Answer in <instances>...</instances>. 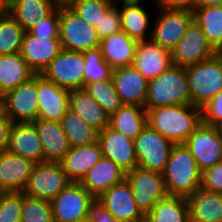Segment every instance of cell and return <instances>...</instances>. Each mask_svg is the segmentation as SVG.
<instances>
[{"label":"cell","instance_id":"cell-55","mask_svg":"<svg viewBox=\"0 0 222 222\" xmlns=\"http://www.w3.org/2000/svg\"><path fill=\"white\" fill-rule=\"evenodd\" d=\"M3 192H4V191L0 188V197H1V195H2Z\"/></svg>","mask_w":222,"mask_h":222},{"label":"cell","instance_id":"cell-10","mask_svg":"<svg viewBox=\"0 0 222 222\" xmlns=\"http://www.w3.org/2000/svg\"><path fill=\"white\" fill-rule=\"evenodd\" d=\"M84 64L82 52L62 49L41 75L67 90L84 88Z\"/></svg>","mask_w":222,"mask_h":222},{"label":"cell","instance_id":"cell-41","mask_svg":"<svg viewBox=\"0 0 222 222\" xmlns=\"http://www.w3.org/2000/svg\"><path fill=\"white\" fill-rule=\"evenodd\" d=\"M23 191L3 192L0 197V222H21Z\"/></svg>","mask_w":222,"mask_h":222},{"label":"cell","instance_id":"cell-29","mask_svg":"<svg viewBox=\"0 0 222 222\" xmlns=\"http://www.w3.org/2000/svg\"><path fill=\"white\" fill-rule=\"evenodd\" d=\"M69 109L99 131L109 126L110 116L84 88L70 90Z\"/></svg>","mask_w":222,"mask_h":222},{"label":"cell","instance_id":"cell-15","mask_svg":"<svg viewBox=\"0 0 222 222\" xmlns=\"http://www.w3.org/2000/svg\"><path fill=\"white\" fill-rule=\"evenodd\" d=\"M62 51L59 37L34 36L25 32L20 54L35 75H41Z\"/></svg>","mask_w":222,"mask_h":222},{"label":"cell","instance_id":"cell-40","mask_svg":"<svg viewBox=\"0 0 222 222\" xmlns=\"http://www.w3.org/2000/svg\"><path fill=\"white\" fill-rule=\"evenodd\" d=\"M114 3L108 0H76L69 7L92 26L99 25L100 20Z\"/></svg>","mask_w":222,"mask_h":222},{"label":"cell","instance_id":"cell-13","mask_svg":"<svg viewBox=\"0 0 222 222\" xmlns=\"http://www.w3.org/2000/svg\"><path fill=\"white\" fill-rule=\"evenodd\" d=\"M159 9V15L148 38L172 51L193 21V13L188 10Z\"/></svg>","mask_w":222,"mask_h":222},{"label":"cell","instance_id":"cell-51","mask_svg":"<svg viewBox=\"0 0 222 222\" xmlns=\"http://www.w3.org/2000/svg\"><path fill=\"white\" fill-rule=\"evenodd\" d=\"M117 1H119V2L121 1L123 3V2H139L142 0H112V2L116 5L118 4Z\"/></svg>","mask_w":222,"mask_h":222},{"label":"cell","instance_id":"cell-27","mask_svg":"<svg viewBox=\"0 0 222 222\" xmlns=\"http://www.w3.org/2000/svg\"><path fill=\"white\" fill-rule=\"evenodd\" d=\"M136 46L137 41L123 31L100 40L102 57L113 69L132 66Z\"/></svg>","mask_w":222,"mask_h":222},{"label":"cell","instance_id":"cell-21","mask_svg":"<svg viewBox=\"0 0 222 222\" xmlns=\"http://www.w3.org/2000/svg\"><path fill=\"white\" fill-rule=\"evenodd\" d=\"M7 151L36 164L44 162L42 143L33 122L12 123Z\"/></svg>","mask_w":222,"mask_h":222},{"label":"cell","instance_id":"cell-4","mask_svg":"<svg viewBox=\"0 0 222 222\" xmlns=\"http://www.w3.org/2000/svg\"><path fill=\"white\" fill-rule=\"evenodd\" d=\"M191 104L202 108L222 90V53L186 67Z\"/></svg>","mask_w":222,"mask_h":222},{"label":"cell","instance_id":"cell-36","mask_svg":"<svg viewBox=\"0 0 222 222\" xmlns=\"http://www.w3.org/2000/svg\"><path fill=\"white\" fill-rule=\"evenodd\" d=\"M24 29L7 11L0 16V55L20 53Z\"/></svg>","mask_w":222,"mask_h":222},{"label":"cell","instance_id":"cell-6","mask_svg":"<svg viewBox=\"0 0 222 222\" xmlns=\"http://www.w3.org/2000/svg\"><path fill=\"white\" fill-rule=\"evenodd\" d=\"M0 107L12 123L37 120L39 113L37 75L1 96Z\"/></svg>","mask_w":222,"mask_h":222},{"label":"cell","instance_id":"cell-53","mask_svg":"<svg viewBox=\"0 0 222 222\" xmlns=\"http://www.w3.org/2000/svg\"><path fill=\"white\" fill-rule=\"evenodd\" d=\"M2 3L7 6L9 3H11L13 0H1Z\"/></svg>","mask_w":222,"mask_h":222},{"label":"cell","instance_id":"cell-56","mask_svg":"<svg viewBox=\"0 0 222 222\" xmlns=\"http://www.w3.org/2000/svg\"><path fill=\"white\" fill-rule=\"evenodd\" d=\"M77 222H88L86 219L81 220V221H77Z\"/></svg>","mask_w":222,"mask_h":222},{"label":"cell","instance_id":"cell-3","mask_svg":"<svg viewBox=\"0 0 222 222\" xmlns=\"http://www.w3.org/2000/svg\"><path fill=\"white\" fill-rule=\"evenodd\" d=\"M183 104H191L186 68L173 64L159 76L149 80L146 110Z\"/></svg>","mask_w":222,"mask_h":222},{"label":"cell","instance_id":"cell-34","mask_svg":"<svg viewBox=\"0 0 222 222\" xmlns=\"http://www.w3.org/2000/svg\"><path fill=\"white\" fill-rule=\"evenodd\" d=\"M60 122L70 148L82 147L98 142L99 130L85 122L80 115L70 109Z\"/></svg>","mask_w":222,"mask_h":222},{"label":"cell","instance_id":"cell-30","mask_svg":"<svg viewBox=\"0 0 222 222\" xmlns=\"http://www.w3.org/2000/svg\"><path fill=\"white\" fill-rule=\"evenodd\" d=\"M146 125V108L137 105L123 104L109 118V127L133 141Z\"/></svg>","mask_w":222,"mask_h":222},{"label":"cell","instance_id":"cell-20","mask_svg":"<svg viewBox=\"0 0 222 222\" xmlns=\"http://www.w3.org/2000/svg\"><path fill=\"white\" fill-rule=\"evenodd\" d=\"M37 91L38 119L60 122L69 110L70 90L57 86L42 75H37Z\"/></svg>","mask_w":222,"mask_h":222},{"label":"cell","instance_id":"cell-7","mask_svg":"<svg viewBox=\"0 0 222 222\" xmlns=\"http://www.w3.org/2000/svg\"><path fill=\"white\" fill-rule=\"evenodd\" d=\"M173 145L147 124L134 140L138 167L163 173Z\"/></svg>","mask_w":222,"mask_h":222},{"label":"cell","instance_id":"cell-49","mask_svg":"<svg viewBox=\"0 0 222 222\" xmlns=\"http://www.w3.org/2000/svg\"><path fill=\"white\" fill-rule=\"evenodd\" d=\"M222 0H194V7L221 6Z\"/></svg>","mask_w":222,"mask_h":222},{"label":"cell","instance_id":"cell-28","mask_svg":"<svg viewBox=\"0 0 222 222\" xmlns=\"http://www.w3.org/2000/svg\"><path fill=\"white\" fill-rule=\"evenodd\" d=\"M57 8L52 0H13L6 6V11L28 32Z\"/></svg>","mask_w":222,"mask_h":222},{"label":"cell","instance_id":"cell-46","mask_svg":"<svg viewBox=\"0 0 222 222\" xmlns=\"http://www.w3.org/2000/svg\"><path fill=\"white\" fill-rule=\"evenodd\" d=\"M88 222H119L107 209L99 197H94L88 206Z\"/></svg>","mask_w":222,"mask_h":222},{"label":"cell","instance_id":"cell-17","mask_svg":"<svg viewBox=\"0 0 222 222\" xmlns=\"http://www.w3.org/2000/svg\"><path fill=\"white\" fill-rule=\"evenodd\" d=\"M98 141L103 157L113 161L124 172L132 171L138 167L133 140L108 126L99 131Z\"/></svg>","mask_w":222,"mask_h":222},{"label":"cell","instance_id":"cell-37","mask_svg":"<svg viewBox=\"0 0 222 222\" xmlns=\"http://www.w3.org/2000/svg\"><path fill=\"white\" fill-rule=\"evenodd\" d=\"M84 89L100 104L109 116L123 105L111 78L86 84Z\"/></svg>","mask_w":222,"mask_h":222},{"label":"cell","instance_id":"cell-14","mask_svg":"<svg viewBox=\"0 0 222 222\" xmlns=\"http://www.w3.org/2000/svg\"><path fill=\"white\" fill-rule=\"evenodd\" d=\"M94 197L80 184L72 182L50 201L54 222H77L87 218Z\"/></svg>","mask_w":222,"mask_h":222},{"label":"cell","instance_id":"cell-26","mask_svg":"<svg viewBox=\"0 0 222 222\" xmlns=\"http://www.w3.org/2000/svg\"><path fill=\"white\" fill-rule=\"evenodd\" d=\"M101 146L98 142L82 147H72L60 162L68 178L79 183L87 172L102 158Z\"/></svg>","mask_w":222,"mask_h":222},{"label":"cell","instance_id":"cell-39","mask_svg":"<svg viewBox=\"0 0 222 222\" xmlns=\"http://www.w3.org/2000/svg\"><path fill=\"white\" fill-rule=\"evenodd\" d=\"M21 222H54L50 201L23 193Z\"/></svg>","mask_w":222,"mask_h":222},{"label":"cell","instance_id":"cell-31","mask_svg":"<svg viewBox=\"0 0 222 222\" xmlns=\"http://www.w3.org/2000/svg\"><path fill=\"white\" fill-rule=\"evenodd\" d=\"M34 75L20 53L0 55V96L14 90Z\"/></svg>","mask_w":222,"mask_h":222},{"label":"cell","instance_id":"cell-12","mask_svg":"<svg viewBox=\"0 0 222 222\" xmlns=\"http://www.w3.org/2000/svg\"><path fill=\"white\" fill-rule=\"evenodd\" d=\"M216 53L200 26L193 20L171 51L172 63L186 68L206 61Z\"/></svg>","mask_w":222,"mask_h":222},{"label":"cell","instance_id":"cell-44","mask_svg":"<svg viewBox=\"0 0 222 222\" xmlns=\"http://www.w3.org/2000/svg\"><path fill=\"white\" fill-rule=\"evenodd\" d=\"M59 17L60 7H58L50 16L42 19L28 32L34 36L59 37Z\"/></svg>","mask_w":222,"mask_h":222},{"label":"cell","instance_id":"cell-16","mask_svg":"<svg viewBox=\"0 0 222 222\" xmlns=\"http://www.w3.org/2000/svg\"><path fill=\"white\" fill-rule=\"evenodd\" d=\"M99 199L119 222H144L145 215L137 207L126 179L104 191Z\"/></svg>","mask_w":222,"mask_h":222},{"label":"cell","instance_id":"cell-23","mask_svg":"<svg viewBox=\"0 0 222 222\" xmlns=\"http://www.w3.org/2000/svg\"><path fill=\"white\" fill-rule=\"evenodd\" d=\"M33 123L42 143L44 162L60 163L70 149L61 122L37 119Z\"/></svg>","mask_w":222,"mask_h":222},{"label":"cell","instance_id":"cell-33","mask_svg":"<svg viewBox=\"0 0 222 222\" xmlns=\"http://www.w3.org/2000/svg\"><path fill=\"white\" fill-rule=\"evenodd\" d=\"M120 10L122 31L130 38L138 41L150 40L147 37V30L150 25V18L147 11L139 2H123Z\"/></svg>","mask_w":222,"mask_h":222},{"label":"cell","instance_id":"cell-50","mask_svg":"<svg viewBox=\"0 0 222 222\" xmlns=\"http://www.w3.org/2000/svg\"><path fill=\"white\" fill-rule=\"evenodd\" d=\"M57 7L70 6L76 0H52Z\"/></svg>","mask_w":222,"mask_h":222},{"label":"cell","instance_id":"cell-11","mask_svg":"<svg viewBox=\"0 0 222 222\" xmlns=\"http://www.w3.org/2000/svg\"><path fill=\"white\" fill-rule=\"evenodd\" d=\"M201 172L222 162V138L217 127L201 123L185 141Z\"/></svg>","mask_w":222,"mask_h":222},{"label":"cell","instance_id":"cell-42","mask_svg":"<svg viewBox=\"0 0 222 222\" xmlns=\"http://www.w3.org/2000/svg\"><path fill=\"white\" fill-rule=\"evenodd\" d=\"M96 30L100 39L122 31V22L118 5L114 4L105 14H103Z\"/></svg>","mask_w":222,"mask_h":222},{"label":"cell","instance_id":"cell-45","mask_svg":"<svg viewBox=\"0 0 222 222\" xmlns=\"http://www.w3.org/2000/svg\"><path fill=\"white\" fill-rule=\"evenodd\" d=\"M201 188L222 193V162L201 173Z\"/></svg>","mask_w":222,"mask_h":222},{"label":"cell","instance_id":"cell-18","mask_svg":"<svg viewBox=\"0 0 222 222\" xmlns=\"http://www.w3.org/2000/svg\"><path fill=\"white\" fill-rule=\"evenodd\" d=\"M171 65V51L151 39L137 42L132 66L148 81L159 76Z\"/></svg>","mask_w":222,"mask_h":222},{"label":"cell","instance_id":"cell-32","mask_svg":"<svg viewBox=\"0 0 222 222\" xmlns=\"http://www.w3.org/2000/svg\"><path fill=\"white\" fill-rule=\"evenodd\" d=\"M192 13L208 43L217 53H222V5L194 7Z\"/></svg>","mask_w":222,"mask_h":222},{"label":"cell","instance_id":"cell-35","mask_svg":"<svg viewBox=\"0 0 222 222\" xmlns=\"http://www.w3.org/2000/svg\"><path fill=\"white\" fill-rule=\"evenodd\" d=\"M144 222H190L186 198L167 195L158 200Z\"/></svg>","mask_w":222,"mask_h":222},{"label":"cell","instance_id":"cell-5","mask_svg":"<svg viewBox=\"0 0 222 222\" xmlns=\"http://www.w3.org/2000/svg\"><path fill=\"white\" fill-rule=\"evenodd\" d=\"M59 39L62 49L75 52L100 47L101 40L96 28L69 6L60 7Z\"/></svg>","mask_w":222,"mask_h":222},{"label":"cell","instance_id":"cell-9","mask_svg":"<svg viewBox=\"0 0 222 222\" xmlns=\"http://www.w3.org/2000/svg\"><path fill=\"white\" fill-rule=\"evenodd\" d=\"M125 179L130 185L137 207L144 215L152 210L158 200L168 195L162 173L136 167L126 172Z\"/></svg>","mask_w":222,"mask_h":222},{"label":"cell","instance_id":"cell-24","mask_svg":"<svg viewBox=\"0 0 222 222\" xmlns=\"http://www.w3.org/2000/svg\"><path fill=\"white\" fill-rule=\"evenodd\" d=\"M125 178L126 172L113 161L102 156L79 183L93 197H99L104 191L123 181Z\"/></svg>","mask_w":222,"mask_h":222},{"label":"cell","instance_id":"cell-1","mask_svg":"<svg viewBox=\"0 0 222 222\" xmlns=\"http://www.w3.org/2000/svg\"><path fill=\"white\" fill-rule=\"evenodd\" d=\"M147 124L173 144H184L202 123L201 108L192 104L146 110Z\"/></svg>","mask_w":222,"mask_h":222},{"label":"cell","instance_id":"cell-19","mask_svg":"<svg viewBox=\"0 0 222 222\" xmlns=\"http://www.w3.org/2000/svg\"><path fill=\"white\" fill-rule=\"evenodd\" d=\"M111 79L122 104L145 107L148 80L133 66L115 68Z\"/></svg>","mask_w":222,"mask_h":222},{"label":"cell","instance_id":"cell-52","mask_svg":"<svg viewBox=\"0 0 222 222\" xmlns=\"http://www.w3.org/2000/svg\"><path fill=\"white\" fill-rule=\"evenodd\" d=\"M6 11V6L0 0V16Z\"/></svg>","mask_w":222,"mask_h":222},{"label":"cell","instance_id":"cell-38","mask_svg":"<svg viewBox=\"0 0 222 222\" xmlns=\"http://www.w3.org/2000/svg\"><path fill=\"white\" fill-rule=\"evenodd\" d=\"M84 57V86L111 78L113 68L103 59L100 47L82 52Z\"/></svg>","mask_w":222,"mask_h":222},{"label":"cell","instance_id":"cell-47","mask_svg":"<svg viewBox=\"0 0 222 222\" xmlns=\"http://www.w3.org/2000/svg\"><path fill=\"white\" fill-rule=\"evenodd\" d=\"M159 8L192 11L194 0H154Z\"/></svg>","mask_w":222,"mask_h":222},{"label":"cell","instance_id":"cell-43","mask_svg":"<svg viewBox=\"0 0 222 222\" xmlns=\"http://www.w3.org/2000/svg\"><path fill=\"white\" fill-rule=\"evenodd\" d=\"M202 123L217 127L222 123V90L201 108Z\"/></svg>","mask_w":222,"mask_h":222},{"label":"cell","instance_id":"cell-25","mask_svg":"<svg viewBox=\"0 0 222 222\" xmlns=\"http://www.w3.org/2000/svg\"><path fill=\"white\" fill-rule=\"evenodd\" d=\"M186 200L190 222H222V193L200 187Z\"/></svg>","mask_w":222,"mask_h":222},{"label":"cell","instance_id":"cell-22","mask_svg":"<svg viewBox=\"0 0 222 222\" xmlns=\"http://www.w3.org/2000/svg\"><path fill=\"white\" fill-rule=\"evenodd\" d=\"M36 163L9 151L0 153V188L4 192L23 191Z\"/></svg>","mask_w":222,"mask_h":222},{"label":"cell","instance_id":"cell-54","mask_svg":"<svg viewBox=\"0 0 222 222\" xmlns=\"http://www.w3.org/2000/svg\"><path fill=\"white\" fill-rule=\"evenodd\" d=\"M217 128H218L221 138H222V123L219 126H217Z\"/></svg>","mask_w":222,"mask_h":222},{"label":"cell","instance_id":"cell-2","mask_svg":"<svg viewBox=\"0 0 222 222\" xmlns=\"http://www.w3.org/2000/svg\"><path fill=\"white\" fill-rule=\"evenodd\" d=\"M201 171L184 144H174L163 171L167 194L188 198L201 185Z\"/></svg>","mask_w":222,"mask_h":222},{"label":"cell","instance_id":"cell-8","mask_svg":"<svg viewBox=\"0 0 222 222\" xmlns=\"http://www.w3.org/2000/svg\"><path fill=\"white\" fill-rule=\"evenodd\" d=\"M71 183L60 163H38L34 166L23 193L51 201Z\"/></svg>","mask_w":222,"mask_h":222},{"label":"cell","instance_id":"cell-48","mask_svg":"<svg viewBox=\"0 0 222 222\" xmlns=\"http://www.w3.org/2000/svg\"><path fill=\"white\" fill-rule=\"evenodd\" d=\"M11 125L12 122L0 109V153L7 150Z\"/></svg>","mask_w":222,"mask_h":222}]
</instances>
